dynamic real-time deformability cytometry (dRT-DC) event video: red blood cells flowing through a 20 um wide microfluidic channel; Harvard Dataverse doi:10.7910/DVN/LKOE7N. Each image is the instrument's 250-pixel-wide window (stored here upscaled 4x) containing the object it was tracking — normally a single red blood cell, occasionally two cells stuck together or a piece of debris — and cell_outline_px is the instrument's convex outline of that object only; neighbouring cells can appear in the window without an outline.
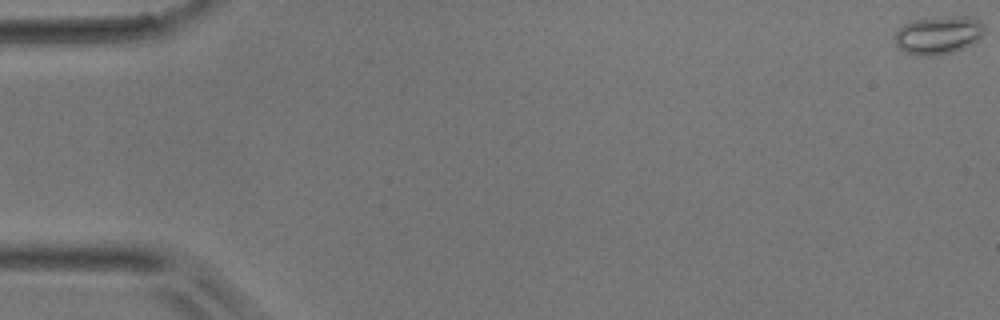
{"species": "common noctule bat (a hibernating species)", "species_latin": "Nyctalus noctula", "temperature_condition": "room temperature", "stored_images_in_passage": 50, "camera_frame_rate_fps": 3000, "um_per_image_px": 0.085, "animal": {"sex": "male", "body_mass_g": 17.9}, "frame": {"image": 1, "passage_image": 1, "time_ms": 0.0, "image_size_px": [1000, 320], "cell_outline_px": [[984, 32], [972, 44], [964, 48], [952, 52], [936, 56], [916, 56], [904, 52], [896, 44], [896, 32], [904, 24], [912, 20], [952, 16], [976, 16], [984, 24]], "centroid_in_image_um": [79.79, 2.98], "position_along_channel_um": 5.2, "area_um2": 20.06}}
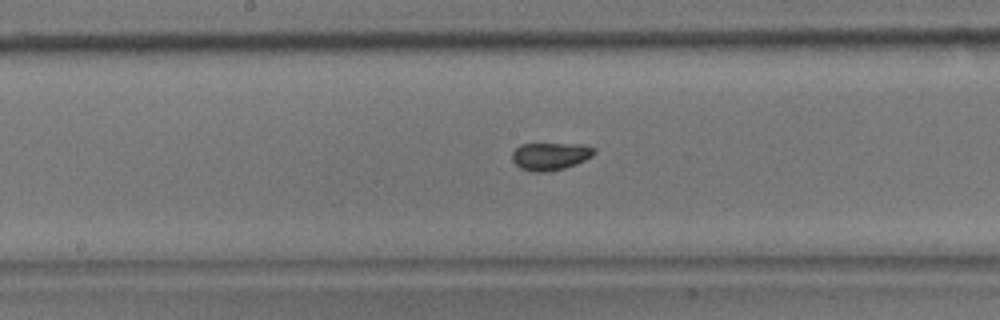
{"frame": {"image": 2, "passage_image": 25, "time_ms": 8.0, "image_size_px": [1000, 320], "cell_outline_px": [[596, 152], [592, 156], [576, 164], [564, 168], [548, 172], [532, 172], [520, 168], [512, 160], [512, 152], [520, 144], [584, 144], [596, 148]], "centroid_in_image_um": [46.78, 13.28], "position_along_channel_um": 201.4, "area_um2": 13.29}}
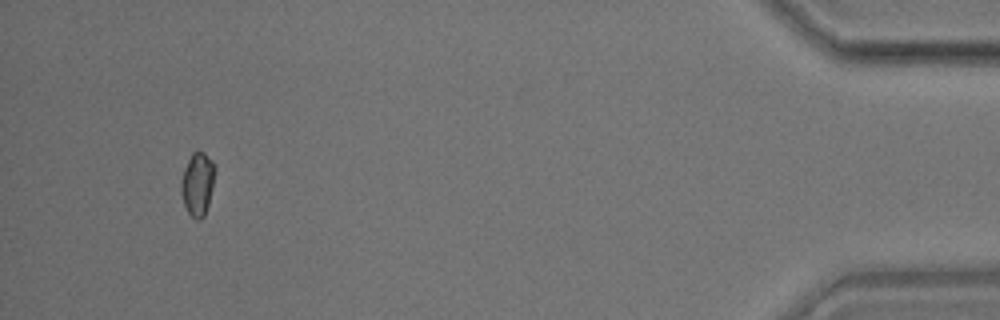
{"frame": {"image": 3, "passage_image": 47, "time_ms": 15.333, "image_size_px": [1000, 320], "cell_outline_px": [[216, 168], [212, 188], [208, 204], [204, 216], [200, 220], [196, 220], [188, 212], [184, 204], [180, 192], [180, 184], [184, 168], [192, 152], [204, 152], [216, 164]], "centroid_in_image_um": [16.79, 15.62], "position_along_channel_um": 418.4, "area_um2": 12.54}}